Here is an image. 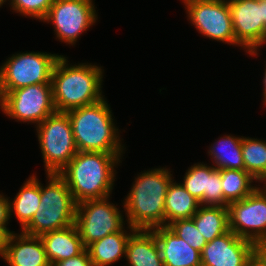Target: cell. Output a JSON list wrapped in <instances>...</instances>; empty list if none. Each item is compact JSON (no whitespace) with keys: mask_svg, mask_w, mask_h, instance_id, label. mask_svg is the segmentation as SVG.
I'll use <instances>...</instances> for the list:
<instances>
[{"mask_svg":"<svg viewBox=\"0 0 266 266\" xmlns=\"http://www.w3.org/2000/svg\"><path fill=\"white\" fill-rule=\"evenodd\" d=\"M125 153L81 152L58 173L75 202L112 196L117 166Z\"/></svg>","mask_w":266,"mask_h":266,"instance_id":"cell-1","label":"cell"},{"mask_svg":"<svg viewBox=\"0 0 266 266\" xmlns=\"http://www.w3.org/2000/svg\"><path fill=\"white\" fill-rule=\"evenodd\" d=\"M170 167L151 168L141 171L132 182L124 197L126 223L135 229L151 230L165 226V197L174 180Z\"/></svg>","mask_w":266,"mask_h":266,"instance_id":"cell-2","label":"cell"},{"mask_svg":"<svg viewBox=\"0 0 266 266\" xmlns=\"http://www.w3.org/2000/svg\"><path fill=\"white\" fill-rule=\"evenodd\" d=\"M68 59L61 55L52 71L53 100L58 112L91 105L105 97L104 68L88 61L70 64Z\"/></svg>","mask_w":266,"mask_h":266,"instance_id":"cell-3","label":"cell"},{"mask_svg":"<svg viewBox=\"0 0 266 266\" xmlns=\"http://www.w3.org/2000/svg\"><path fill=\"white\" fill-rule=\"evenodd\" d=\"M106 99L67 111L78 151L125 153L122 132Z\"/></svg>","mask_w":266,"mask_h":266,"instance_id":"cell-4","label":"cell"},{"mask_svg":"<svg viewBox=\"0 0 266 266\" xmlns=\"http://www.w3.org/2000/svg\"><path fill=\"white\" fill-rule=\"evenodd\" d=\"M46 186L41 183V198L37 211L21 232L41 236L75 224L77 203L65 180L55 173L46 174Z\"/></svg>","mask_w":266,"mask_h":266,"instance_id":"cell-5","label":"cell"},{"mask_svg":"<svg viewBox=\"0 0 266 266\" xmlns=\"http://www.w3.org/2000/svg\"><path fill=\"white\" fill-rule=\"evenodd\" d=\"M45 174H58L78 152L67 112H54L35 126Z\"/></svg>","mask_w":266,"mask_h":266,"instance_id":"cell-6","label":"cell"},{"mask_svg":"<svg viewBox=\"0 0 266 266\" xmlns=\"http://www.w3.org/2000/svg\"><path fill=\"white\" fill-rule=\"evenodd\" d=\"M58 53L15 52L0 65V92L35 84L51 83Z\"/></svg>","mask_w":266,"mask_h":266,"instance_id":"cell-7","label":"cell"},{"mask_svg":"<svg viewBox=\"0 0 266 266\" xmlns=\"http://www.w3.org/2000/svg\"><path fill=\"white\" fill-rule=\"evenodd\" d=\"M0 109L10 119L37 126L56 112L52 83L29 85L10 92H0Z\"/></svg>","mask_w":266,"mask_h":266,"instance_id":"cell-8","label":"cell"},{"mask_svg":"<svg viewBox=\"0 0 266 266\" xmlns=\"http://www.w3.org/2000/svg\"><path fill=\"white\" fill-rule=\"evenodd\" d=\"M110 198L90 199L77 204L75 225L85 248L127 225L124 211L119 210L118 204L110 202Z\"/></svg>","mask_w":266,"mask_h":266,"instance_id":"cell-9","label":"cell"},{"mask_svg":"<svg viewBox=\"0 0 266 266\" xmlns=\"http://www.w3.org/2000/svg\"><path fill=\"white\" fill-rule=\"evenodd\" d=\"M93 0H54L42 22L51 23L55 39L75 46L86 33L96 25L98 14Z\"/></svg>","mask_w":266,"mask_h":266,"instance_id":"cell-10","label":"cell"},{"mask_svg":"<svg viewBox=\"0 0 266 266\" xmlns=\"http://www.w3.org/2000/svg\"><path fill=\"white\" fill-rule=\"evenodd\" d=\"M191 26L204 38L241 47L235 40L228 0H182Z\"/></svg>","mask_w":266,"mask_h":266,"instance_id":"cell-11","label":"cell"},{"mask_svg":"<svg viewBox=\"0 0 266 266\" xmlns=\"http://www.w3.org/2000/svg\"><path fill=\"white\" fill-rule=\"evenodd\" d=\"M227 208L229 230L253 242L259 249H266V186L261 184Z\"/></svg>","mask_w":266,"mask_h":266,"instance_id":"cell-12","label":"cell"},{"mask_svg":"<svg viewBox=\"0 0 266 266\" xmlns=\"http://www.w3.org/2000/svg\"><path fill=\"white\" fill-rule=\"evenodd\" d=\"M236 42L251 57L266 45L264 0H228Z\"/></svg>","mask_w":266,"mask_h":266,"instance_id":"cell-13","label":"cell"},{"mask_svg":"<svg viewBox=\"0 0 266 266\" xmlns=\"http://www.w3.org/2000/svg\"><path fill=\"white\" fill-rule=\"evenodd\" d=\"M260 249L229 230L207 242L201 252L202 266H250Z\"/></svg>","mask_w":266,"mask_h":266,"instance_id":"cell-14","label":"cell"},{"mask_svg":"<svg viewBox=\"0 0 266 266\" xmlns=\"http://www.w3.org/2000/svg\"><path fill=\"white\" fill-rule=\"evenodd\" d=\"M180 183L202 206H222L223 190L220 170L213 165L197 162L188 167Z\"/></svg>","mask_w":266,"mask_h":266,"instance_id":"cell-15","label":"cell"},{"mask_svg":"<svg viewBox=\"0 0 266 266\" xmlns=\"http://www.w3.org/2000/svg\"><path fill=\"white\" fill-rule=\"evenodd\" d=\"M8 266H51L39 236L12 232L2 256Z\"/></svg>","mask_w":266,"mask_h":266,"instance_id":"cell-16","label":"cell"},{"mask_svg":"<svg viewBox=\"0 0 266 266\" xmlns=\"http://www.w3.org/2000/svg\"><path fill=\"white\" fill-rule=\"evenodd\" d=\"M151 230L155 233L164 266H202L201 252L178 237L168 226Z\"/></svg>","mask_w":266,"mask_h":266,"instance_id":"cell-17","label":"cell"},{"mask_svg":"<svg viewBox=\"0 0 266 266\" xmlns=\"http://www.w3.org/2000/svg\"><path fill=\"white\" fill-rule=\"evenodd\" d=\"M50 264L81 254L83 245L75 224L40 236Z\"/></svg>","mask_w":266,"mask_h":266,"instance_id":"cell-18","label":"cell"},{"mask_svg":"<svg viewBox=\"0 0 266 266\" xmlns=\"http://www.w3.org/2000/svg\"><path fill=\"white\" fill-rule=\"evenodd\" d=\"M127 266H164L155 233L136 229L126 245Z\"/></svg>","mask_w":266,"mask_h":266,"instance_id":"cell-19","label":"cell"},{"mask_svg":"<svg viewBox=\"0 0 266 266\" xmlns=\"http://www.w3.org/2000/svg\"><path fill=\"white\" fill-rule=\"evenodd\" d=\"M135 230L127 224L120 231L90 244L86 249L89 252L92 265L111 266L118 263L123 257L125 259L127 241Z\"/></svg>","mask_w":266,"mask_h":266,"instance_id":"cell-20","label":"cell"},{"mask_svg":"<svg viewBox=\"0 0 266 266\" xmlns=\"http://www.w3.org/2000/svg\"><path fill=\"white\" fill-rule=\"evenodd\" d=\"M34 173L22 184L15 197L9 200L10 219L14 217L21 230L31 221L37 211L41 198V180Z\"/></svg>","mask_w":266,"mask_h":266,"instance_id":"cell-21","label":"cell"},{"mask_svg":"<svg viewBox=\"0 0 266 266\" xmlns=\"http://www.w3.org/2000/svg\"><path fill=\"white\" fill-rule=\"evenodd\" d=\"M243 136H234L233 134H224L218 137L208 148L211 164L218 170L235 169L245 170L242 156Z\"/></svg>","mask_w":266,"mask_h":266,"instance_id":"cell-22","label":"cell"},{"mask_svg":"<svg viewBox=\"0 0 266 266\" xmlns=\"http://www.w3.org/2000/svg\"><path fill=\"white\" fill-rule=\"evenodd\" d=\"M200 206L199 200L193 197L180 182L173 180L165 197V226L177 219L192 218Z\"/></svg>","mask_w":266,"mask_h":266,"instance_id":"cell-23","label":"cell"},{"mask_svg":"<svg viewBox=\"0 0 266 266\" xmlns=\"http://www.w3.org/2000/svg\"><path fill=\"white\" fill-rule=\"evenodd\" d=\"M192 219L207 242L229 231L227 207L201 205Z\"/></svg>","mask_w":266,"mask_h":266,"instance_id":"cell-24","label":"cell"},{"mask_svg":"<svg viewBox=\"0 0 266 266\" xmlns=\"http://www.w3.org/2000/svg\"><path fill=\"white\" fill-rule=\"evenodd\" d=\"M220 175L223 207L247 197L260 186L259 182L245 170L221 169ZM255 183H258V185Z\"/></svg>","mask_w":266,"mask_h":266,"instance_id":"cell-25","label":"cell"},{"mask_svg":"<svg viewBox=\"0 0 266 266\" xmlns=\"http://www.w3.org/2000/svg\"><path fill=\"white\" fill-rule=\"evenodd\" d=\"M242 156L247 171L262 185L266 183V139L243 136Z\"/></svg>","mask_w":266,"mask_h":266,"instance_id":"cell-26","label":"cell"},{"mask_svg":"<svg viewBox=\"0 0 266 266\" xmlns=\"http://www.w3.org/2000/svg\"><path fill=\"white\" fill-rule=\"evenodd\" d=\"M178 237L185 240L192 248L202 252L207 241L197 229L192 218L177 219L167 225Z\"/></svg>","mask_w":266,"mask_h":266,"instance_id":"cell-27","label":"cell"},{"mask_svg":"<svg viewBox=\"0 0 266 266\" xmlns=\"http://www.w3.org/2000/svg\"><path fill=\"white\" fill-rule=\"evenodd\" d=\"M54 0H8L12 12L42 22Z\"/></svg>","mask_w":266,"mask_h":266,"instance_id":"cell-28","label":"cell"},{"mask_svg":"<svg viewBox=\"0 0 266 266\" xmlns=\"http://www.w3.org/2000/svg\"><path fill=\"white\" fill-rule=\"evenodd\" d=\"M51 266H93V265L90 259L89 252L87 249H85L78 256L55 262L51 264Z\"/></svg>","mask_w":266,"mask_h":266,"instance_id":"cell-29","label":"cell"},{"mask_svg":"<svg viewBox=\"0 0 266 266\" xmlns=\"http://www.w3.org/2000/svg\"><path fill=\"white\" fill-rule=\"evenodd\" d=\"M3 192L0 193V226L5 227L10 233L14 232L7 227L10 220L9 199Z\"/></svg>","mask_w":266,"mask_h":266,"instance_id":"cell-30","label":"cell"},{"mask_svg":"<svg viewBox=\"0 0 266 266\" xmlns=\"http://www.w3.org/2000/svg\"><path fill=\"white\" fill-rule=\"evenodd\" d=\"M250 266H266V249H260L254 255Z\"/></svg>","mask_w":266,"mask_h":266,"instance_id":"cell-31","label":"cell"},{"mask_svg":"<svg viewBox=\"0 0 266 266\" xmlns=\"http://www.w3.org/2000/svg\"><path fill=\"white\" fill-rule=\"evenodd\" d=\"M10 232L5 228L0 226V258L3 256Z\"/></svg>","mask_w":266,"mask_h":266,"instance_id":"cell-32","label":"cell"},{"mask_svg":"<svg viewBox=\"0 0 266 266\" xmlns=\"http://www.w3.org/2000/svg\"><path fill=\"white\" fill-rule=\"evenodd\" d=\"M265 68H266V64H265ZM263 74H264V76H263V79H262L263 80L262 81L263 82V90H262L263 91L262 92V96H263L262 100L263 101L262 102H263V105L266 106V69H264V73Z\"/></svg>","mask_w":266,"mask_h":266,"instance_id":"cell-33","label":"cell"},{"mask_svg":"<svg viewBox=\"0 0 266 266\" xmlns=\"http://www.w3.org/2000/svg\"><path fill=\"white\" fill-rule=\"evenodd\" d=\"M264 24L266 26V0H264Z\"/></svg>","mask_w":266,"mask_h":266,"instance_id":"cell-34","label":"cell"},{"mask_svg":"<svg viewBox=\"0 0 266 266\" xmlns=\"http://www.w3.org/2000/svg\"><path fill=\"white\" fill-rule=\"evenodd\" d=\"M6 2L8 3V0H0V8L3 6V4H6Z\"/></svg>","mask_w":266,"mask_h":266,"instance_id":"cell-35","label":"cell"}]
</instances>
